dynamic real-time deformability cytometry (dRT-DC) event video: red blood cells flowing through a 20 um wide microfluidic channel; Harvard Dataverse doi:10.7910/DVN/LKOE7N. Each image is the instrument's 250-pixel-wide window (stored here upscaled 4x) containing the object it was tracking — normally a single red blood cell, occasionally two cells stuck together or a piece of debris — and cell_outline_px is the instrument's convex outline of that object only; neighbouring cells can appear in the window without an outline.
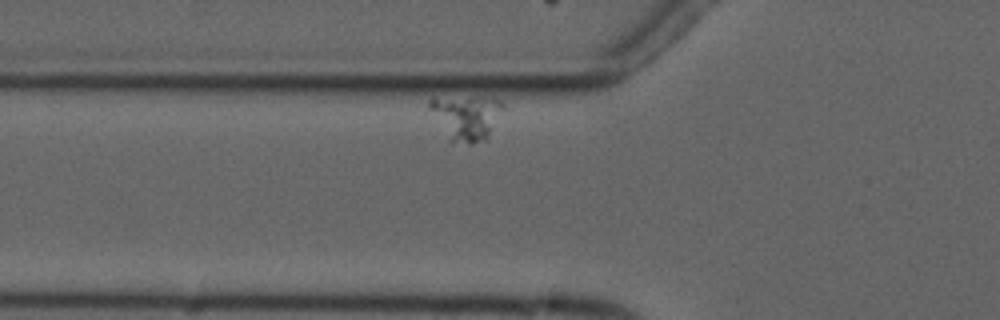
{"species": "common noctule bat (a hibernating species)", "species_latin": "Nyctalus noctula", "temperature_condition": "cold", "stored_images_in_passage": 3, "segment_of_instrument_passage": [1, 2], "camera_frame_rate_fps": 3000, "um_per_image_px": 0.085, "animal": {"sex": "male", "forearm_length_mm": 52.5}, "frame": {"image": 1, "passage_image": 2, "time_ms": 1.333, "image_size_px": [1000, 320], "cell_outline_px": [[508, 108], [488, 140], [472, 144], [468, 144], [448, 140], [428, 104], [428, 100], [500, 100]], "centroid_in_image_um": [39.79, 10.09], "position_along_channel_um": 86.0, "area_um2": 18.61}}